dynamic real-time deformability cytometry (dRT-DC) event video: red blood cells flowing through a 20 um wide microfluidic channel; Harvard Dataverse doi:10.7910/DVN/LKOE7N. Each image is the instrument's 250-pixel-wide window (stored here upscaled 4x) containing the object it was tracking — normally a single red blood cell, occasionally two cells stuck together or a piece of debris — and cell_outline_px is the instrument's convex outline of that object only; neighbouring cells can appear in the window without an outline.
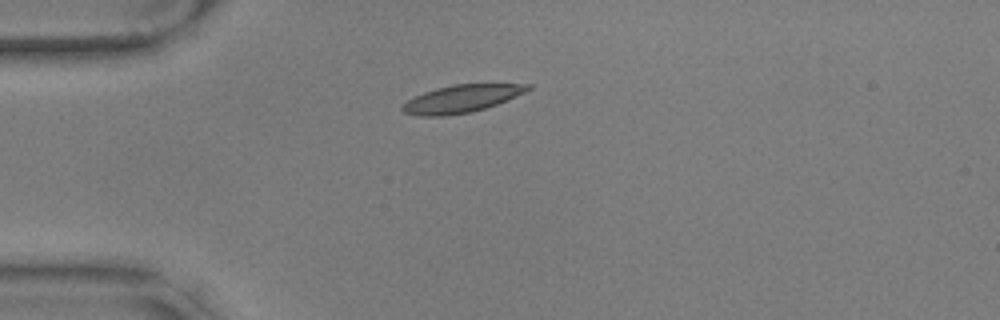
{"species": "common noctule bat (a hibernating species)", "species_latin": "Nyctalus noctula", "temperature_condition": "warm", "stored_images_in_passage": 43, "camera_frame_rate_fps": 3000, "um_per_image_px": 0.085, "animal": {"sex": "male", "body_mass_g": 17.9, "forearm_length_mm": 54.2}, "frame": {"image": 1, "passage_image": 1, "time_ms": 0.0, "image_size_px": [1000, 320], "cell_outline_px": [[532, 88], [524, 92], [496, 104], [472, 112], [444, 116], [416, 116], [404, 112], [400, 108], [408, 100], [424, 92], [436, 88], [452, 84], [532, 84]], "centroid_in_image_um": [39.2, 8.39], "position_along_channel_um": 45.8, "area_um2": 19.94}, "authors_computed_cell_mechanics": {"area_um2": 20.5768, "velocity_mm_per_s": 3.4964, "shape_relaxation_time_tau1_ms": 2.7126, "shape_relaxation_time_tau2_ms": 2.0735, "deformation_change_tau1": 0.1009, "deformation_change_tau2": 0.0731}}